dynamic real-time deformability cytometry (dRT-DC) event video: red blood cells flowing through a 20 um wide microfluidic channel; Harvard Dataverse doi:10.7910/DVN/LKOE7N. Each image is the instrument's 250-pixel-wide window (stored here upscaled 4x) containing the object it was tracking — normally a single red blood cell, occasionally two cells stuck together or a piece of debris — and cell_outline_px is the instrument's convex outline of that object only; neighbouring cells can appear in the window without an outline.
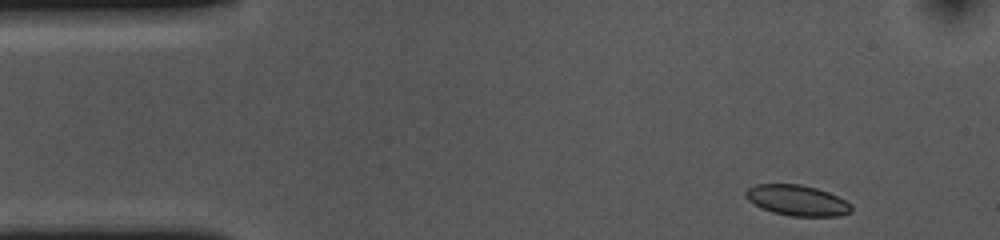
{"species": "common noctule bat (a hibernating species)", "species_latin": "Nyctalus noctula", "temperature_condition": "cold", "stored_images_in_passage": 50, "camera_frame_rate_fps": 3000, "um_per_image_px": 0.085, "animal": {"sex": "female", "body_mass_g": 10.0, "forearm_length_mm": 53.1}, "frame": {"image": 1, "passage_image": 1, "time_ms": 0.0, "image_size_px": [1000, 240], "cell_outline_px": [[852, 212], [840, 216], [792, 216], [772, 212], [760, 208], [748, 200], [744, 196], [744, 192], [748, 188], [756, 184], [800, 184], [816, 188], [828, 192], [852, 204]], "centroid_in_image_um": [67.74, 17.03], "position_along_channel_um": 17.3, "area_um2": 18.96}}
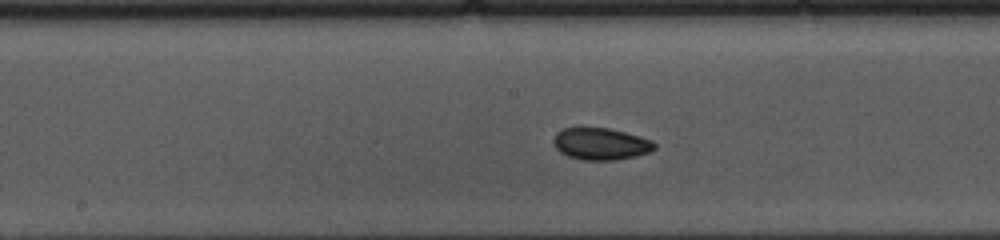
{"frame": {"image": 2, "passage_image": 22, "time_ms": 7.0, "image_size_px": [1000, 240], "cell_outline_px": [[656, 148], [648, 152], [636, 156], [616, 160], [580, 160], [568, 156], [560, 152], [552, 144], [552, 140], [556, 132], [560, 128], [608, 128], [640, 136], [652, 140], [656, 144]], "centroid_in_image_um": [51.03, 12.23], "position_along_channel_um": 197.2, "area_um2": 18.96}}
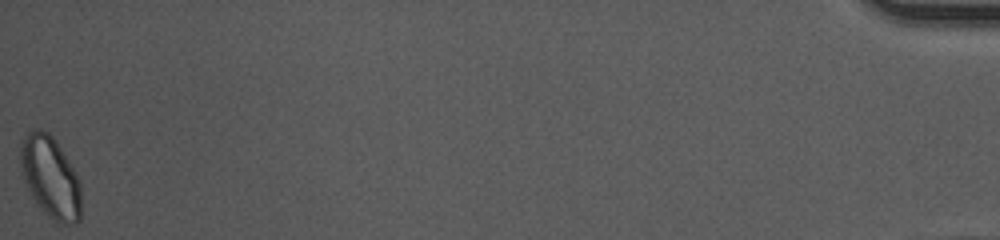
{"frame": {"image": 3, "passage_image": 50, "time_ms": 16.333, "image_size_px": [1000, 240], "cell_outline_px": [[80, 220], [76, 224], [60, 224], [44, 212], [36, 204], [24, 180], [20, 164], [20, 144], [24, 136], [28, 132], [36, 128], [40, 128], [48, 132], [56, 140], [76, 172], [80, 180]], "centroid_in_image_um": [4.29, 15.04], "position_along_channel_um": 430.9, "area_um2": 29.02}}